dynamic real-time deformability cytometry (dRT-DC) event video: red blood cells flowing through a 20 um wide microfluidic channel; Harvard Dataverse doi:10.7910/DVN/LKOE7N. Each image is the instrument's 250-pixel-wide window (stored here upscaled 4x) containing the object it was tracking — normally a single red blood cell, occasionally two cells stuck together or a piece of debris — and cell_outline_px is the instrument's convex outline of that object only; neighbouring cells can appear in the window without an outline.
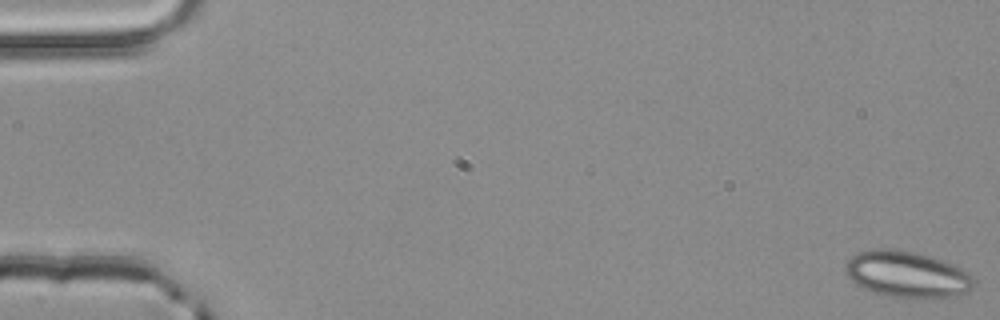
{"species": "common noctule bat (a hibernating species)", "species_latin": "Nyctalus noctula", "temperature_condition": "room temperature", "stored_images_in_passage": 53, "camera_frame_rate_fps": 3000, "um_per_image_px": 0.085, "animal": {"sex": "male", "body_mass_g": 20.4}, "frame": {"image": 1, "passage_image": 1, "time_ms": 0.0, "image_size_px": [1000, 320], "cell_outline_px": [[972, 288], [968, 292], [948, 296], [920, 300], [892, 296], [876, 292], [864, 288], [856, 284], [844, 272], [844, 268], [848, 260], [856, 252], [876, 248], [900, 248], [916, 252], [964, 268], [972, 276]], "centroid_in_image_um": [77.08, 23.31], "position_along_channel_um": 7.9, "area_um2": 34.85}}
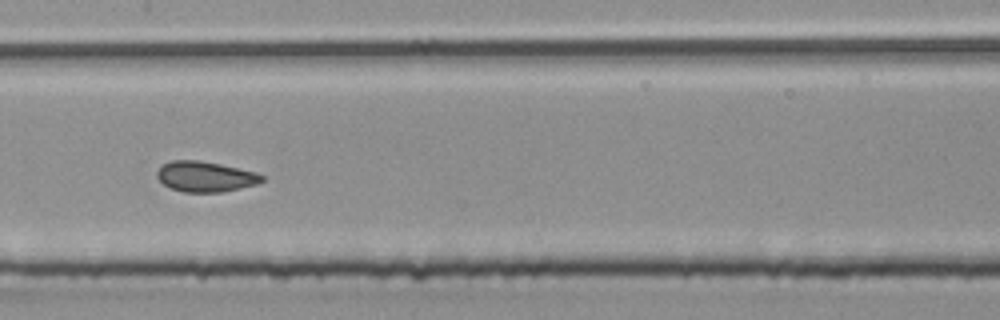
{"frame": {"image": 2, "passage_image": 27, "time_ms": 8.667, "image_size_px": [1000, 320], "cell_outline_px": [[264, 180], [256, 184], [224, 192], [184, 192], [172, 188], [164, 184], [156, 176], [156, 172], [160, 164], [172, 160], [196, 160], [220, 164], [256, 172], [264, 176]], "centroid_in_image_um": [17.43, 15.0], "position_along_channel_um": 190.0, "area_um2": 18.61}}
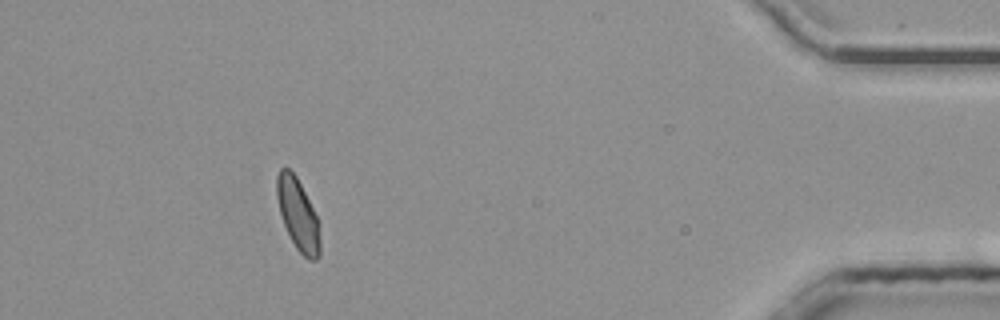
{"frame": {"image": 3, "passage_image": 48, "time_ms": 15.667, "image_size_px": [1000, 320], "cell_outline_px": [[320, 256], [316, 260], [308, 260], [296, 248], [284, 224], [280, 212], [276, 196], [276, 176], [280, 168], [288, 168], [296, 176], [316, 216], [320, 240]], "centroid_in_image_um": [25.31, 18.24], "position_along_channel_um": 409.9, "area_um2": 17.63}, "authors_computed_cell_mechanics": {"area_um2": 18.785, "velocity_mm_per_s": 4.0001, "shape_relaxation_time_tau1_ms": 4.1634, "shape_relaxation_time_tau2_ms": 0.8033, "deformation_change_tau1": 0.097, "deformation_change_tau2": 0.0524}}